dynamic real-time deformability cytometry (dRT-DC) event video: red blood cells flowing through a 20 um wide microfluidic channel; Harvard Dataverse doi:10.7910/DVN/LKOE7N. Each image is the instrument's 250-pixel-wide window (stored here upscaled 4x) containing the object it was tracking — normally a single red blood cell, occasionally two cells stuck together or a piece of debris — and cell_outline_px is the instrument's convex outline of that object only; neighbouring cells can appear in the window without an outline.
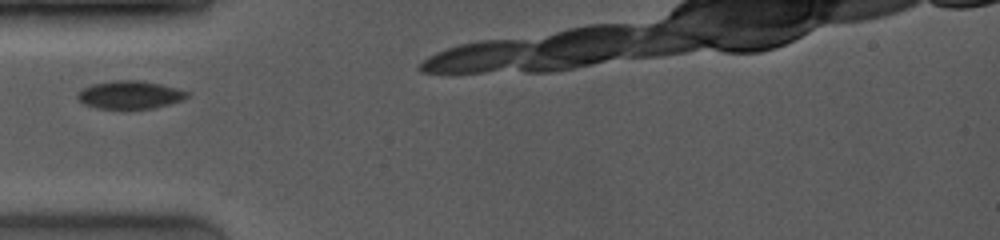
{"species": "common noctule bat (a hibernating species)", "species_latin": "Nyctalus noctula", "temperature_condition": "room temperature", "stored_images_in_passage": 6, "camera_frame_rate_fps": 4000, "um_per_image_px": 0.085, "animal": {"sex": "female", "body_mass_g": 19.0, "forearm_length_mm": 53.3}, "frame": {"image": 1, "passage_image": 1, "time_ms": 0.0, "image_size_px": [1000, 240], "cell_outline_px": [[188, 96], [180, 100], [156, 108], [128, 112], [96, 108], [84, 104], [76, 96], [84, 88], [92, 84], [112, 80], [140, 80], [160, 84], [176, 88], [188, 92]], "centroid_in_image_um": [11.01, 8.11], "position_along_channel_um": 74.0, "area_um2": 18.44}}